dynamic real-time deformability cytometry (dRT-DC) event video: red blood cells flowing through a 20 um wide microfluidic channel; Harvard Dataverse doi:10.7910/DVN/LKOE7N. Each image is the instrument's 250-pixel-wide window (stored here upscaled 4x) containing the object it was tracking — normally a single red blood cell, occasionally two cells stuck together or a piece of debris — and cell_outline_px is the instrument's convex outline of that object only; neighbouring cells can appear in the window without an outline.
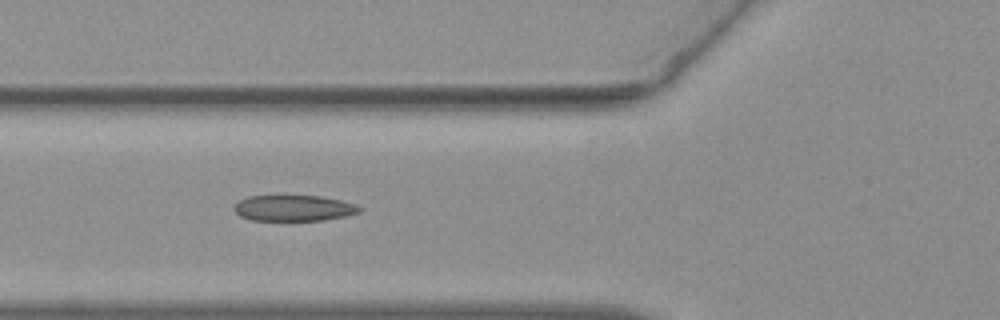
{"species": "common noctule bat (a hibernating species)", "species_latin": "Nyctalus noctula", "temperature_condition": "warm", "stored_images_in_passage": 11, "camera_frame_rate_fps": 3000, "um_per_image_px": 0.085, "animal": {"sex": "female", "body_mass_g": 19.3, "forearm_length_mm": 54.1}, "frame": {"image": 1, "passage_image": 7, "time_ms": 2.0, "image_size_px": [1000, 320], "cell_outline_px": [[360, 212], [348, 216], [324, 220], [252, 220], [240, 216], [232, 208], [236, 200], [248, 196], [320, 196], [340, 200], [356, 204], [360, 208]], "centroid_in_image_um": [24.94, 17.69], "position_along_channel_um": 100.9, "area_um2": 19.02}}